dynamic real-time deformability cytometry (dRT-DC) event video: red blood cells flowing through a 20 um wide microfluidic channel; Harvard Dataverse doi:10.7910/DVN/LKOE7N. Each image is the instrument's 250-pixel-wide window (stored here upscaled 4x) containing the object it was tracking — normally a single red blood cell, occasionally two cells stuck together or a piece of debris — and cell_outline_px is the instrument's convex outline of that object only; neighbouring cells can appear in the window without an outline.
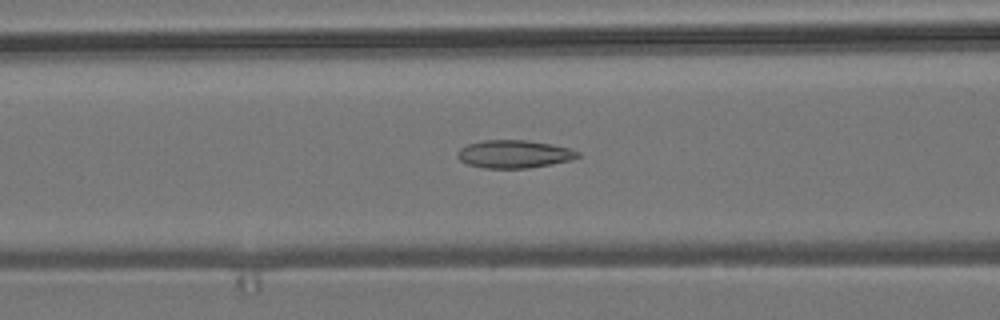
{"species": "common noctule bat (a hibernating species)", "species_latin": "Nyctalus noctula", "temperature_condition": "room temperature", "stored_images_in_passage": 44, "camera_frame_rate_fps": 3000, "um_per_image_px": 0.085, "animal": {"sex": "male", "body_mass_g": 19.2, "forearm_length_mm": 51.8}, "frame": {"image": 1, "passage_image": 15, "time_ms": 4.667, "image_size_px": [1000, 320], "cell_outline_px": [[580, 156], [572, 160], [528, 168], [484, 168], [468, 164], [460, 160], [456, 156], [456, 152], [460, 148], [468, 144], [484, 140], [528, 140], [552, 144], [572, 148], [580, 152]], "centroid_in_image_um": [43.72, 13.09], "position_along_channel_um": 122.9, "area_um2": 19.71}}
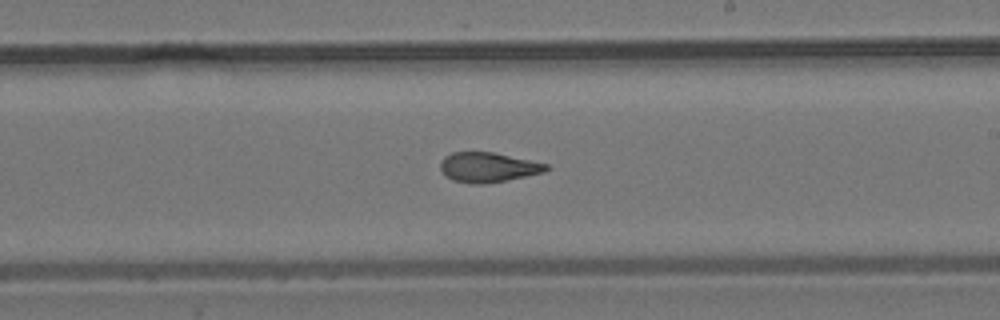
{"frame": {"image": 2, "passage_image": 25, "time_ms": 8.0, "image_size_px": [1000, 320], "cell_outline_px": [[552, 168], [544, 172], [484, 184], [472, 184], [452, 180], [444, 176], [440, 168], [440, 160], [444, 156], [452, 152], [492, 152], [548, 164]], "centroid_in_image_um": [41.44, 14.22], "position_along_channel_um": 247.6, "area_um2": 18.38}}
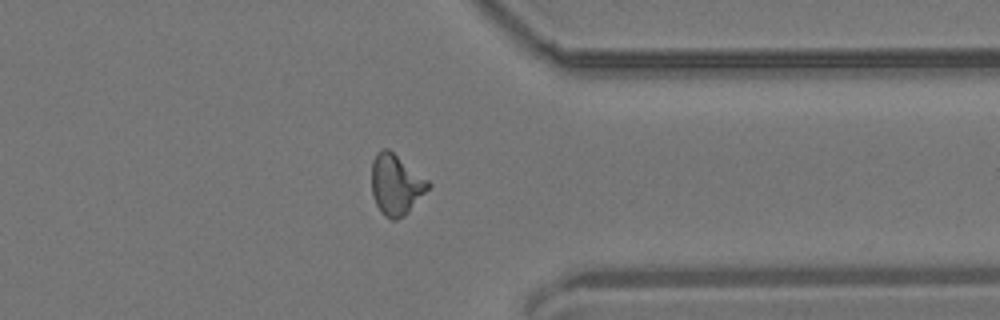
{"frame": {"image": 3, "passage_image": 36, "time_ms": 11.667, "image_size_px": [1000, 320], "cell_outline_px": [[432, 184], [408, 212], [404, 216], [396, 220], [392, 220], [384, 216], [380, 212], [372, 196], [372, 160], [376, 152], [384, 148], [388, 148], [428, 180]], "centroid_in_image_um": [33.63, 15.69], "position_along_channel_um": 377.8, "area_um2": 19.94}}